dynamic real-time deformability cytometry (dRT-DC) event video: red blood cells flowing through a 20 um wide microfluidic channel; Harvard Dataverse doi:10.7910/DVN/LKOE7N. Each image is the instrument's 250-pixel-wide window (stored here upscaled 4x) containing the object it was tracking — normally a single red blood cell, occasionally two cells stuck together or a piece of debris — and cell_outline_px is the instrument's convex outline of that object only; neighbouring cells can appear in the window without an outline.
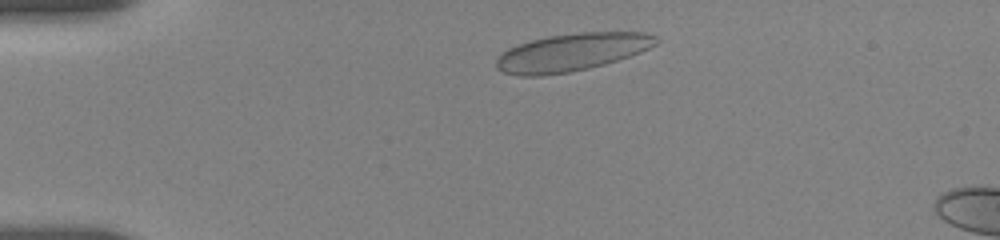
{"species": "human", "species_latin": "Homo sapiens", "temperature_condition": "room temperature", "stored_images_in_passage": 7, "camera_frame_rate_fps": 3000, "um_per_image_px": 0.085, "donor": {"sex": "female"}, "frame": {"image": 1, "passage_image": 4, "time_ms": 1.333, "image_size_px": [1000, 240], "cell_outline_px": [[660, 40], [656, 44], [640, 52], [604, 64], [588, 68], [568, 72], [540, 76], [520, 76], [504, 72], [496, 68], [496, 60], [508, 48], [532, 40], [548, 36], [580, 32], [644, 32], [656, 36]], "centroid_in_image_um": [48.6, 4.44], "position_along_channel_um": 36.4, "area_um2": 34.74}}